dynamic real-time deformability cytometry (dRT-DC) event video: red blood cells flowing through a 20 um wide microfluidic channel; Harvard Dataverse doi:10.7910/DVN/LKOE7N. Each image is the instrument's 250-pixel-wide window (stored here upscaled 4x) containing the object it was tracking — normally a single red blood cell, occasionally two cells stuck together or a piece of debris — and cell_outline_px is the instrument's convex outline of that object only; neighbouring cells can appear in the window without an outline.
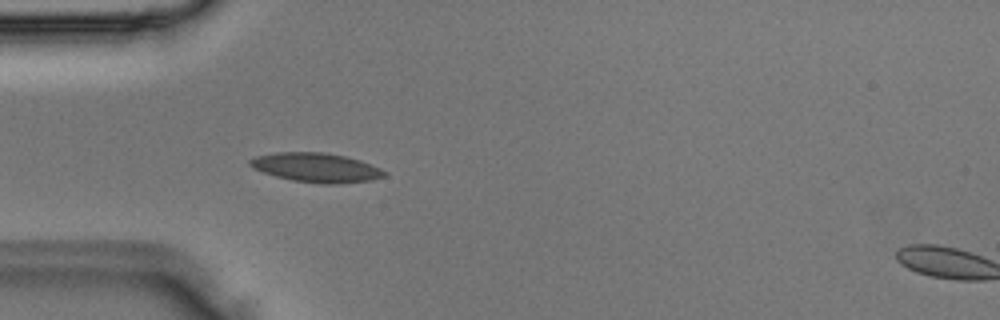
{"species": "Egyptian fruit bat (a non-hibernating species)", "species_latin": "Rousettus aegyptiacus", "temperature_condition": "room temperature", "stored_images_in_passage": 3, "segment_of_instrument_passage": [1, 2], "camera_frame_rate_fps": 3000, "um_per_image_px": 0.085, "animal": {"sex": "male"}, "frame": {"image": 1, "passage_image": 2, "time_ms": 0.333, "image_size_px": [1000, 320], "cell_outline_px": [[388, 176], [372, 180], [336, 184], [320, 184], [292, 180], [276, 176], [252, 168], [248, 164], [248, 160], [256, 156], [276, 152], [324, 152], [344, 156], [360, 160], [380, 168], [388, 172]], "centroid_in_image_um": [26.9, 14.25], "position_along_channel_um": 58.1, "area_um2": 23.06}}